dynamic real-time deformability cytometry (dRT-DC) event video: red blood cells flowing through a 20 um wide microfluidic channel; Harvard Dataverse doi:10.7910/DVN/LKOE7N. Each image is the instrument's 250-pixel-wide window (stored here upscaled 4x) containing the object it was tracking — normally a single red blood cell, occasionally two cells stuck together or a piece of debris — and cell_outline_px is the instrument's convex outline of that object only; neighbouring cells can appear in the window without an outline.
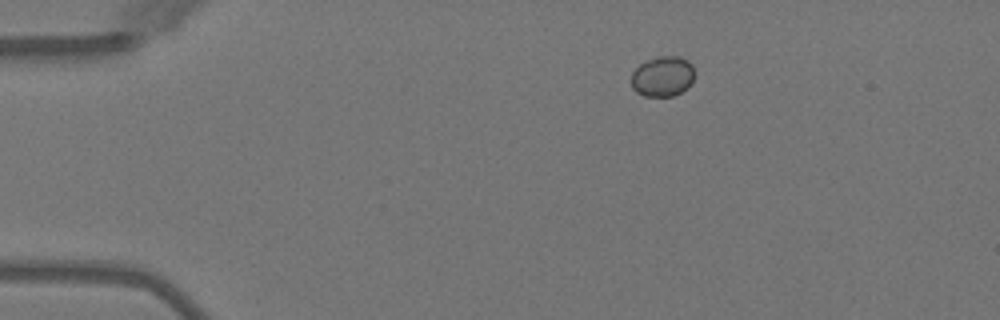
{"species": "Egyptian fruit bat (a non-hibernating species)", "species_latin": "Rousettus aegyptiacus", "temperature_condition": "warm", "stored_images_in_passage": 2, "camera_frame_rate_fps": 3000, "um_per_image_px": 0.085, "animal": {"sex": "female"}, "frame": {"image": 1, "passage_image": 1, "time_ms": 0.0, "image_size_px": [1000, 320], "cell_outline_px": [[696, 72], [688, 88], [672, 96], [644, 96], [636, 92], [632, 88], [632, 72], [640, 64], [656, 56], [680, 56], [688, 60], [692, 64]], "centroid_in_image_um": [56.35, 6.48], "position_along_channel_um": 28.7, "area_um2": 15.03}}